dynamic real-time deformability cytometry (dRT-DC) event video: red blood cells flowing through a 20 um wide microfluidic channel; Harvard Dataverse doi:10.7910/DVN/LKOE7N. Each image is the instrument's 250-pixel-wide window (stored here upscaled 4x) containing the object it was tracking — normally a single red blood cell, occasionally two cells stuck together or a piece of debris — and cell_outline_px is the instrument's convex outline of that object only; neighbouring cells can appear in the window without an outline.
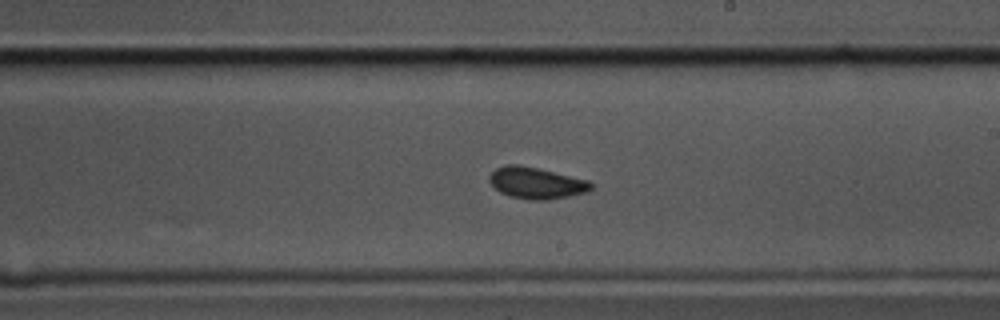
{"species": "common noctule bat (a hibernating species)", "species_latin": "Nyctalus noctula", "temperature_condition": "cold", "stored_images_in_passage": 59, "camera_frame_rate_fps": 3000, "um_per_image_px": 0.085, "animal": {"sex": "male", "body_mass_g": 17.5, "forearm_length_mm": 52.3}, "frame": {"image": 1, "passage_image": 34, "time_ms": 11.0, "image_size_px": [1000, 320], "cell_outline_px": [[592, 188], [584, 192], [568, 196], [544, 200], [532, 200], [508, 196], [500, 192], [488, 180], [488, 176], [496, 168], [508, 164], [520, 164], [588, 180], [592, 184]], "centroid_in_image_um": [45.54, 15.55], "position_along_channel_um": 243.5, "area_um2": 18.44}}
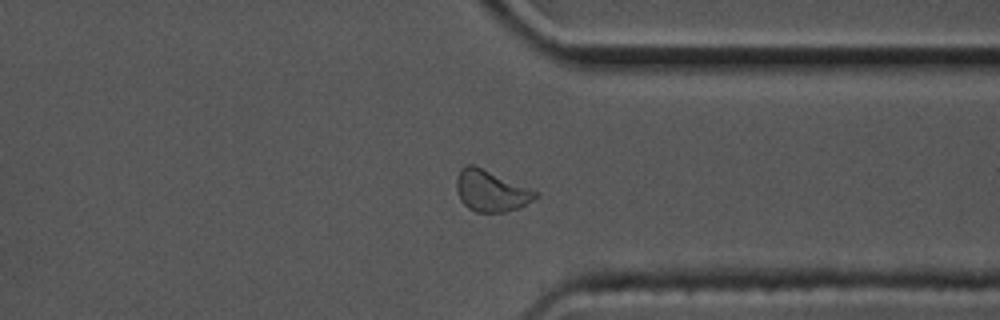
{"frame": {"image": 2, "passage_image": 45, "time_ms": 14.667, "image_size_px": [1000, 320], "cell_outline_px": [[540, 192], [532, 200], [520, 208], [504, 212], [476, 212], [468, 208], [460, 200], [456, 188], [456, 176], [460, 168], [468, 164], [472, 164]], "centroid_in_image_um": [41.71, 16.23], "position_along_channel_um": 369.7, "area_um2": 18.96}}
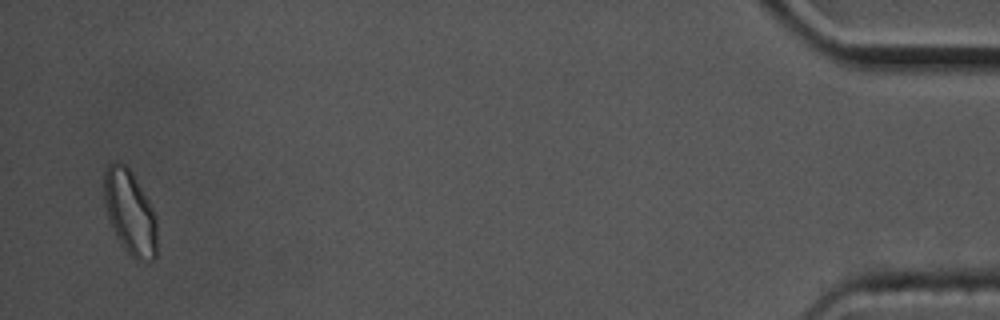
{"frame": {"image": 3, "passage_image": 57, "time_ms": 18.667, "image_size_px": [1000, 320], "cell_outline_px": [[156, 260], [148, 264], [136, 260], [120, 244], [112, 228], [104, 204], [104, 172], [108, 164], [112, 160], [116, 160], [124, 164], [132, 172], [148, 200], [156, 216]], "centroid_in_image_um": [11.05, 18.08], "position_along_channel_um": 424.2, "area_um2": 26.36}, "authors_computed_cell_mechanics": {"area_um2": 18.3804, "velocity_mm_per_s": 3.4673, "shape_relaxation_time_tau1_ms": 2.413, "shape_relaxation_time_tau2_ms": 1.9587, "deformation_change_tau1": 0.0916, "deformation_change_tau2": 0.0673}}